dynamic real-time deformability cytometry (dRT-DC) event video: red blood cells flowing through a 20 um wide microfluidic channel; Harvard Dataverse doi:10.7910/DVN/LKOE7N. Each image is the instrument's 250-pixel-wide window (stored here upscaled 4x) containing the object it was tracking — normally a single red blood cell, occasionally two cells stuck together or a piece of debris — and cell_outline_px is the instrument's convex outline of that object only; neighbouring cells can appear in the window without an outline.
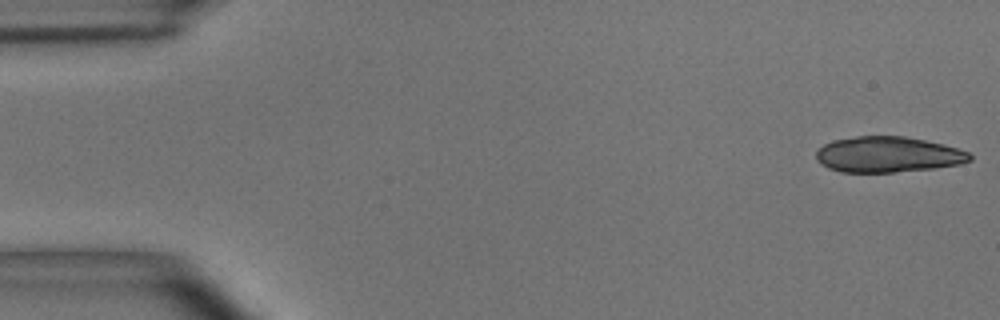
{"species": "common noctule bat (a hibernating species)", "species_latin": "Nyctalus noctula", "temperature_condition": "room temperature", "stored_images_in_passage": 16, "camera_frame_rate_fps": 3000, "um_per_image_px": 0.085, "animal": {"sex": "male", "body_mass_g": 15.6}, "frame": {"image": 1, "passage_image": 1, "time_ms": 0.0, "image_size_px": [1000, 320], "cell_outline_px": [[972, 160], [960, 164], [936, 168], [896, 172], [840, 172], [828, 168], [820, 164], [816, 160], [816, 152], [824, 144], [832, 140], [856, 136], [904, 136], [944, 144], [968, 152], [972, 156]], "centroid_in_image_um": [75.46, 13.14], "position_along_channel_um": 9.5, "area_um2": 32.14}}